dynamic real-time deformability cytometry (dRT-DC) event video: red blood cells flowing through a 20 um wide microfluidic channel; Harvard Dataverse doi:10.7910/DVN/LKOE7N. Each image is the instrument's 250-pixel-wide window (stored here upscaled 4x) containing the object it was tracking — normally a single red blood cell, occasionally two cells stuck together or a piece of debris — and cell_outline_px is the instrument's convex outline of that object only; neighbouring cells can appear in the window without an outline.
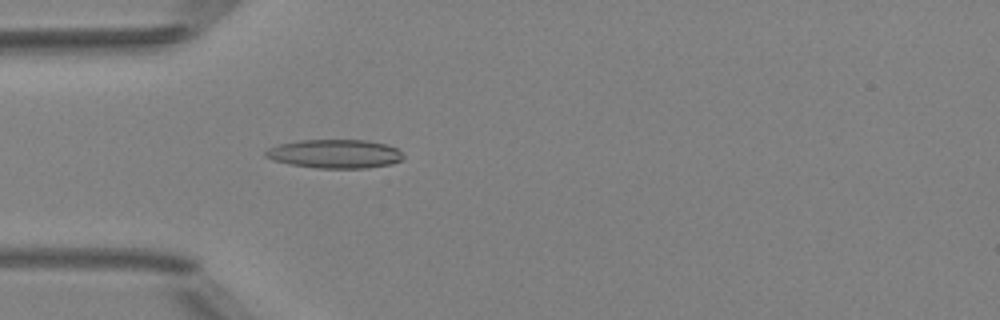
{"species": "Egyptian fruit bat (a non-hibernating species)", "species_latin": "Rousettus aegyptiacus", "temperature_condition": "room temperature", "stored_images_in_passage": 5, "camera_frame_rate_fps": 3000, "um_per_image_px": 0.085, "animal": {"sex": "female"}, "frame": {"image": 1, "passage_image": 5, "time_ms": 4.667, "image_size_px": [1000, 320], "cell_outline_px": [[404, 156], [400, 160], [392, 164], [368, 168], [316, 168], [292, 164], [272, 160], [264, 156], [264, 152], [268, 148], [280, 144], [300, 140], [368, 140], [384, 144], [396, 148]], "centroid_in_image_um": [28.45, 13.08], "position_along_channel_um": 56.5, "area_um2": 23.0}}